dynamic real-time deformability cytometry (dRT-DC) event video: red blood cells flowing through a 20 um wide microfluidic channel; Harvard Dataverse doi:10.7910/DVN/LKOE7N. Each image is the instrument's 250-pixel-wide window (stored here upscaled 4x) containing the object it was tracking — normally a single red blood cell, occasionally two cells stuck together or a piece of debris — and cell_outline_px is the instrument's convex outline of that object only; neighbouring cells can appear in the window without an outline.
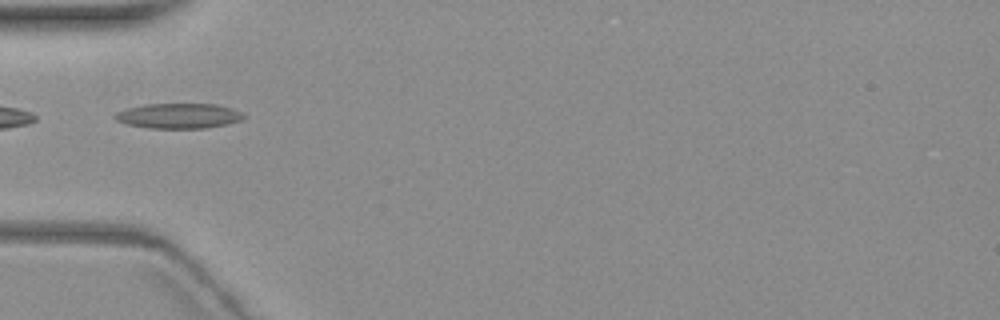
{"species": "common noctule bat (a hibernating species)", "species_latin": "Nyctalus noctula", "temperature_condition": "warm", "stored_images_in_passage": 5, "camera_frame_rate_fps": 3000, "um_per_image_px": 0.085, "animal": {"sex": "female", "body_mass_g": 19.3, "forearm_length_mm": 54.1}, "frame": {"image": 1, "passage_image": 2, "time_ms": 1.333, "image_size_px": [1000, 320], "cell_outline_px": [[248, 116], [240, 120], [228, 124], [204, 128], [148, 128], [128, 124], [116, 120], [112, 116], [116, 112], [128, 108], [144, 104], [216, 104], [232, 108], [244, 112]], "centroid_in_image_um": [15.23, 9.84], "position_along_channel_um": 69.8, "area_um2": 18.96}}
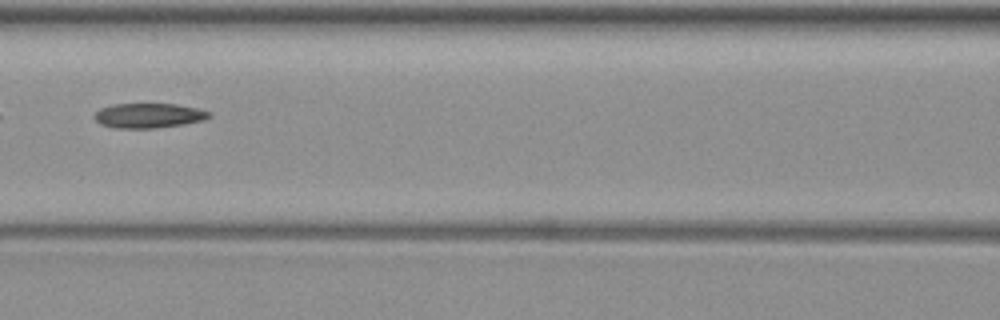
{"frame": {"image": 2, "passage_image": 4, "time_ms": 3.667, "image_size_px": [1000, 320], "cell_outline_px": [[212, 116], [204, 120], [184, 124], [156, 128], [116, 128], [100, 124], [92, 116], [100, 108], [112, 104], [176, 104], [196, 108], [212, 112]], "centroid_in_image_um": [12.64, 9.82], "position_along_channel_um": 154.0, "area_um2": 16.65}}
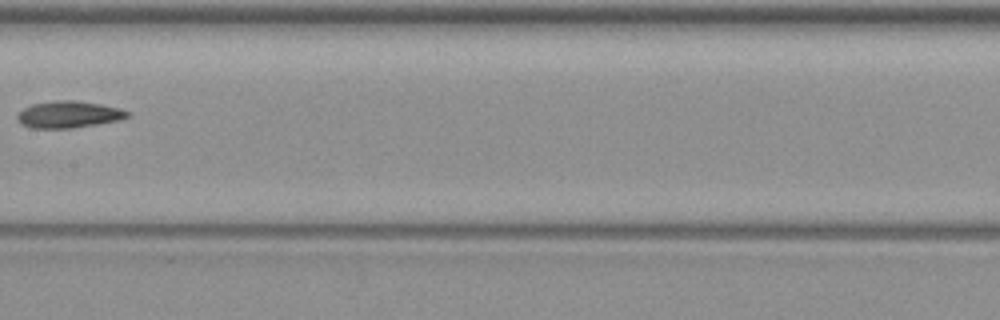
{"frame": {"image": 3, "passage_image": 5, "time_ms": 5.0, "image_size_px": [1000, 320], "cell_outline_px": [[128, 116], [120, 120], [72, 128], [28, 128], [20, 124], [16, 116], [24, 108], [32, 104], [60, 100], [72, 100], [100, 104], [120, 108], [128, 112]], "centroid_in_image_um": [5.8, 9.74], "position_along_channel_um": 201.6, "area_um2": 17.05}}